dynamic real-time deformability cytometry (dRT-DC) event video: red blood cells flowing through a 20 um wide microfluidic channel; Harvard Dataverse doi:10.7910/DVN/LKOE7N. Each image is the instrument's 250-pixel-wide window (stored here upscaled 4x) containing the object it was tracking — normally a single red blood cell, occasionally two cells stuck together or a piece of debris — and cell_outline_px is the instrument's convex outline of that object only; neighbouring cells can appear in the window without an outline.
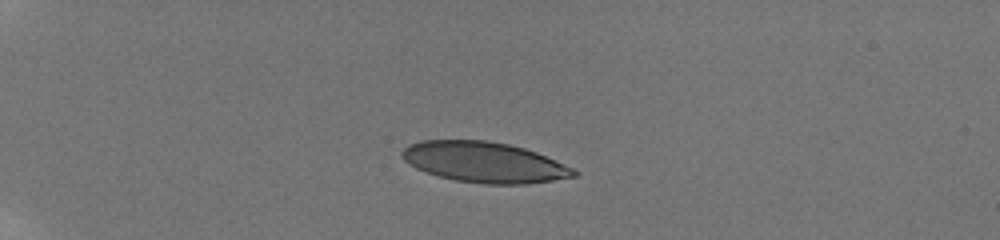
{"species": "human", "species_latin": "Homo sapiens", "temperature_condition": "room temperature", "stored_images_in_passage": 41, "camera_frame_rate_fps": 3000, "um_per_image_px": 0.085, "donor": {"sex": "male"}, "frame": {"image": 1, "passage_image": 1, "time_ms": 0.0, "image_size_px": [1000, 240], "cell_outline_px": [[580, 172], [576, 176], [528, 184], [484, 184], [456, 180], [440, 176], [416, 168], [408, 164], [400, 156], [400, 152], [408, 144], [420, 140], [488, 140], [508, 144], [524, 148], [536, 152], [572, 168]], "centroid_in_image_um": [41.13, 13.78], "position_along_channel_um": 43.9, "area_um2": 40.52}}
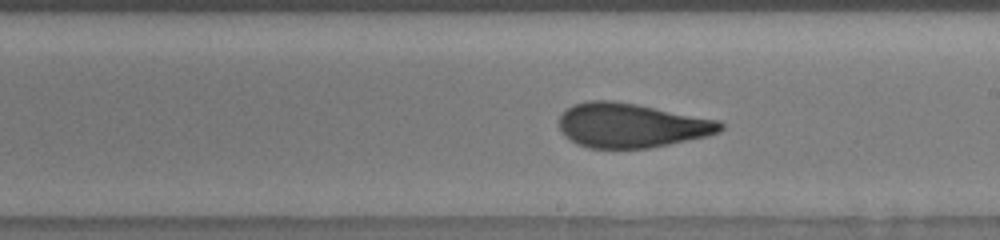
{"frame": {"image": 2, "passage_image": 21, "time_ms": 6.667, "image_size_px": [1000, 240], "cell_outline_px": [[724, 128], [720, 132], [708, 136], [648, 148], [588, 148], [576, 144], [564, 136], [560, 128], [560, 116], [572, 104], [588, 100], [612, 100], [636, 104], [720, 120], [724, 124]], "centroid_in_image_um": [53.67, 10.66], "position_along_channel_um": 235.3, "area_um2": 41.85}}
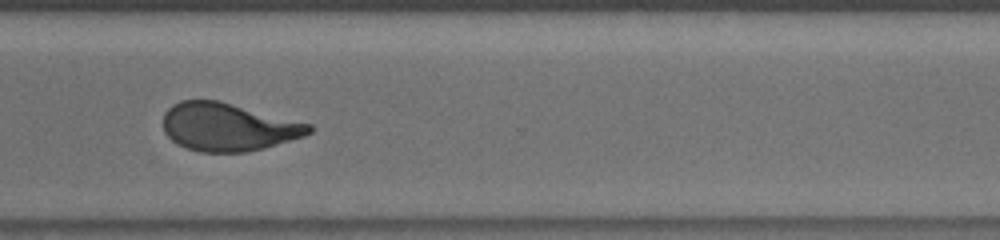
{"frame": {"image": 3, "passage_image": 30, "time_ms": 9.667, "image_size_px": [1000, 240], "cell_outline_px": [[312, 132], [304, 136], [264, 148], [244, 152], [200, 152], [176, 144], [164, 132], [164, 112], [172, 104], [180, 100], [216, 100], [312, 124]], "centroid_in_image_um": [19.37, 10.79], "position_along_channel_um": 351.2, "area_um2": 40.58}, "authors_computed_cell_mechanics": {"area_um2": 41.8472, "velocity_mm_per_s": 3.8719, "shape_relaxation_time_tau1_ms": 8.4134, "shape_relaxation_time_tau2_ms": 1.189, "deformation_change_tau1": 0.2554, "deformation_change_tau2": 0.0885}}